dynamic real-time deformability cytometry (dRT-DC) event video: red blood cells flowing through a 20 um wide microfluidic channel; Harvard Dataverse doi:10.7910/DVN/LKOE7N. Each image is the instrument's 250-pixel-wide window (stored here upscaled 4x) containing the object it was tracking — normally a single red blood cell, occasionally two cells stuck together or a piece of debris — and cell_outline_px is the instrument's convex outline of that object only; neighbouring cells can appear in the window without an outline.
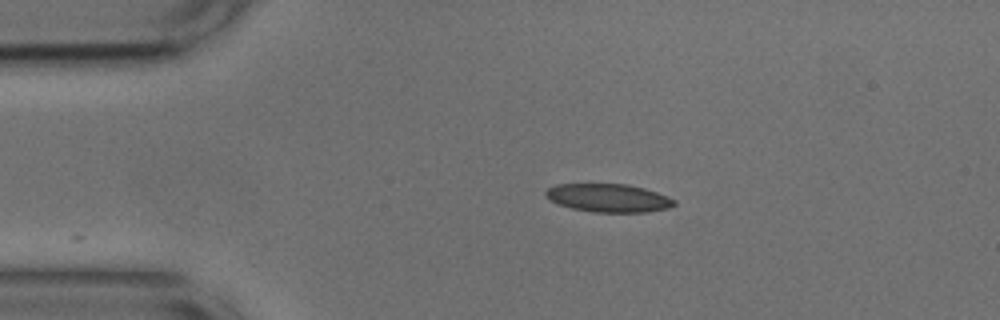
{"species": "common noctule bat (a hibernating species)", "species_latin": "Nyctalus noctula", "temperature_condition": "cold", "stored_images_in_passage": 9, "camera_frame_rate_fps": 3000, "um_per_image_px": 0.085, "animal": {"sex": "male", "body_mass_g": 17.9, "forearm_length_mm": 54.2}, "frame": {"image": 1, "passage_image": 1, "time_ms": 0.0, "image_size_px": [1000, 320], "cell_outline_px": [[676, 204], [668, 208], [648, 212], [592, 212], [572, 208], [548, 200], [544, 196], [544, 192], [548, 188], [556, 184], [628, 184], [644, 188], [668, 196], [676, 200]], "centroid_in_image_um": [51.71, 16.82], "position_along_channel_um": 33.3, "area_um2": 21.27}}